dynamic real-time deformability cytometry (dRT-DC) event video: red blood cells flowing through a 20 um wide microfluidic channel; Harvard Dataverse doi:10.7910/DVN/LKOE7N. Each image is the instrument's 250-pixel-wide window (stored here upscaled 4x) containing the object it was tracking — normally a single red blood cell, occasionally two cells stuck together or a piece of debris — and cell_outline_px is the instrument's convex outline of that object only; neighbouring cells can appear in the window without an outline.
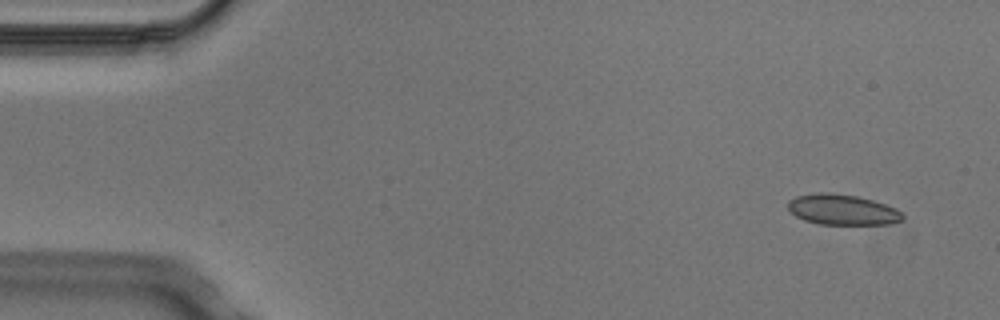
{"species": "Egyptian fruit bat (a non-hibernating species)", "species_latin": "Rousettus aegyptiacus", "temperature_condition": "cold", "stored_images_in_passage": 4, "camera_frame_rate_fps": 3000, "um_per_image_px": 0.085, "animal": {"sex": "male"}, "frame": {"image": 1, "passage_image": 1, "time_ms": 0.0, "image_size_px": [1000, 320], "cell_outline_px": [[904, 220], [888, 224], [820, 224], [804, 220], [796, 216], [788, 208], [788, 200], [796, 196], [820, 192], [828, 192], [856, 196], [872, 200], [896, 208], [904, 216]], "centroid_in_image_um": [71.6, 17.82], "position_along_channel_um": 13.4, "area_um2": 20.29}}
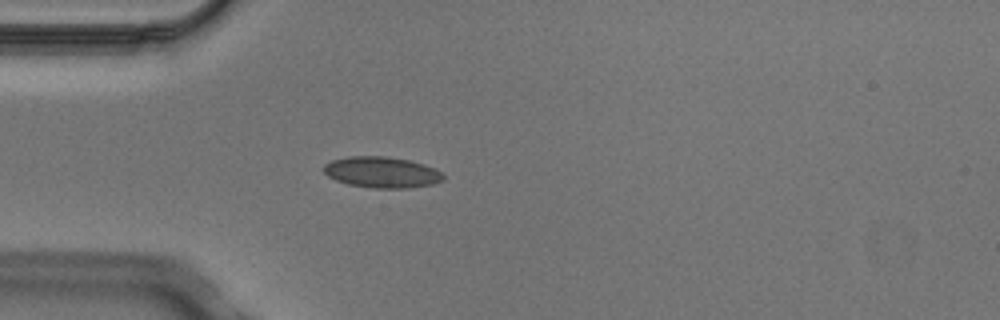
{"frame": {"image": 2, "passage_image": 4, "time_ms": 1.0, "image_size_px": [1000, 320], "cell_outline_px": [[444, 180], [432, 184], [408, 188], [376, 188], [348, 184], [336, 180], [328, 176], [324, 172], [324, 164], [332, 160], [348, 156], [384, 156], [408, 160], [424, 164], [436, 168], [444, 176]], "centroid_in_image_um": [32.46, 14.64], "position_along_channel_um": 52.5, "area_um2": 21.56}}